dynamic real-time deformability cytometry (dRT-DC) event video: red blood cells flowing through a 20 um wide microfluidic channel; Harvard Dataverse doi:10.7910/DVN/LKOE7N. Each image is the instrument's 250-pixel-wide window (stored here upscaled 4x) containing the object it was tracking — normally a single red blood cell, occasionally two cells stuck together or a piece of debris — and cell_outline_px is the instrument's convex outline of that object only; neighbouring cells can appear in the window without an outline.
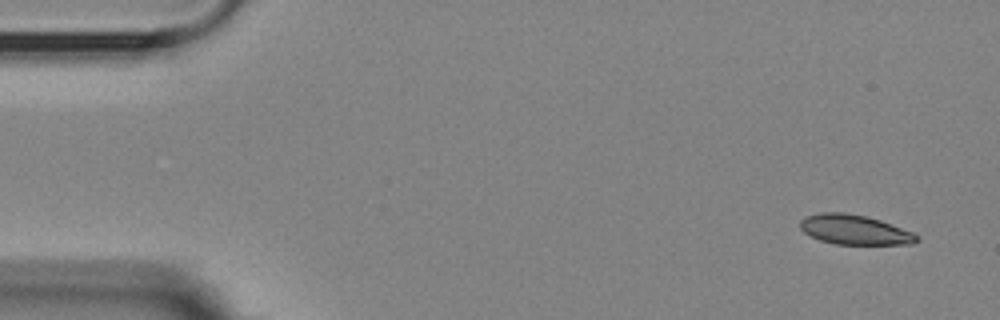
{"species": "Egyptian fruit bat (a non-hibernating species)", "species_latin": "Rousettus aegyptiacus", "temperature_condition": "room temperature", "stored_images_in_passage": 5, "camera_frame_rate_fps": 3000, "um_per_image_px": 0.085, "animal": {"sex": "female"}, "frame": {"image": 1, "passage_image": 1, "time_ms": 0.0, "image_size_px": [1000, 320], "cell_outline_px": [[920, 240], [912, 244], [836, 244], [820, 240], [804, 232], [800, 228], [800, 220], [804, 216], [820, 212], [844, 212], [868, 216], [880, 220], [912, 232], [920, 236]], "centroid_in_image_um": [72.64, 19.51], "position_along_channel_um": 12.4, "area_um2": 20.29}}